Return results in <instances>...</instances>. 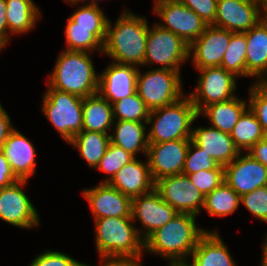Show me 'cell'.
<instances>
[{
  "mask_svg": "<svg viewBox=\"0 0 267 266\" xmlns=\"http://www.w3.org/2000/svg\"><path fill=\"white\" fill-rule=\"evenodd\" d=\"M121 14L114 27L108 20L102 53L119 64L144 66L148 22L128 10Z\"/></svg>",
  "mask_w": 267,
  "mask_h": 266,
  "instance_id": "1",
  "label": "cell"
},
{
  "mask_svg": "<svg viewBox=\"0 0 267 266\" xmlns=\"http://www.w3.org/2000/svg\"><path fill=\"white\" fill-rule=\"evenodd\" d=\"M195 218L192 214L177 213L144 241V251L148 250L169 261H186L199 239L207 232L196 226Z\"/></svg>",
  "mask_w": 267,
  "mask_h": 266,
  "instance_id": "2",
  "label": "cell"
},
{
  "mask_svg": "<svg viewBox=\"0 0 267 266\" xmlns=\"http://www.w3.org/2000/svg\"><path fill=\"white\" fill-rule=\"evenodd\" d=\"M99 75L88 52H62L56 61L48 84L53 89L65 91L81 98L98 92Z\"/></svg>",
  "mask_w": 267,
  "mask_h": 266,
  "instance_id": "3",
  "label": "cell"
},
{
  "mask_svg": "<svg viewBox=\"0 0 267 266\" xmlns=\"http://www.w3.org/2000/svg\"><path fill=\"white\" fill-rule=\"evenodd\" d=\"M132 217H107L95 220L96 250L100 257L142 256V230Z\"/></svg>",
  "mask_w": 267,
  "mask_h": 266,
  "instance_id": "4",
  "label": "cell"
},
{
  "mask_svg": "<svg viewBox=\"0 0 267 266\" xmlns=\"http://www.w3.org/2000/svg\"><path fill=\"white\" fill-rule=\"evenodd\" d=\"M198 117L196 107L188 95L172 104L151 110L146 123L152 125L147 133L149 143L191 139V125Z\"/></svg>",
  "mask_w": 267,
  "mask_h": 266,
  "instance_id": "5",
  "label": "cell"
},
{
  "mask_svg": "<svg viewBox=\"0 0 267 266\" xmlns=\"http://www.w3.org/2000/svg\"><path fill=\"white\" fill-rule=\"evenodd\" d=\"M43 96L42 110L49 122L55 127L66 142L82 131L83 98L53 89L48 85Z\"/></svg>",
  "mask_w": 267,
  "mask_h": 266,
  "instance_id": "6",
  "label": "cell"
},
{
  "mask_svg": "<svg viewBox=\"0 0 267 266\" xmlns=\"http://www.w3.org/2000/svg\"><path fill=\"white\" fill-rule=\"evenodd\" d=\"M180 71L156 68L145 74L138 70L137 94L151 111L178 101L182 92Z\"/></svg>",
  "mask_w": 267,
  "mask_h": 266,
  "instance_id": "7",
  "label": "cell"
},
{
  "mask_svg": "<svg viewBox=\"0 0 267 266\" xmlns=\"http://www.w3.org/2000/svg\"><path fill=\"white\" fill-rule=\"evenodd\" d=\"M188 58L189 45L181 37L157 23L149 28L144 66L155 62L161 64L162 69L179 71Z\"/></svg>",
  "mask_w": 267,
  "mask_h": 266,
  "instance_id": "8",
  "label": "cell"
},
{
  "mask_svg": "<svg viewBox=\"0 0 267 266\" xmlns=\"http://www.w3.org/2000/svg\"><path fill=\"white\" fill-rule=\"evenodd\" d=\"M200 77L195 92L189 94L198 114L208 105L228 101L235 96L236 76L223 67L197 69Z\"/></svg>",
  "mask_w": 267,
  "mask_h": 266,
  "instance_id": "9",
  "label": "cell"
},
{
  "mask_svg": "<svg viewBox=\"0 0 267 266\" xmlns=\"http://www.w3.org/2000/svg\"><path fill=\"white\" fill-rule=\"evenodd\" d=\"M153 12L165 22L159 23L161 27L181 37L188 45L200 37L208 26L179 0H155Z\"/></svg>",
  "mask_w": 267,
  "mask_h": 266,
  "instance_id": "10",
  "label": "cell"
},
{
  "mask_svg": "<svg viewBox=\"0 0 267 266\" xmlns=\"http://www.w3.org/2000/svg\"><path fill=\"white\" fill-rule=\"evenodd\" d=\"M155 189L178 213L197 216L204 206L205 196L191 183L187 175L163 177L155 182Z\"/></svg>",
  "mask_w": 267,
  "mask_h": 266,
  "instance_id": "11",
  "label": "cell"
},
{
  "mask_svg": "<svg viewBox=\"0 0 267 266\" xmlns=\"http://www.w3.org/2000/svg\"><path fill=\"white\" fill-rule=\"evenodd\" d=\"M191 139H177L161 143H149L148 162L154 182L182 174Z\"/></svg>",
  "mask_w": 267,
  "mask_h": 266,
  "instance_id": "12",
  "label": "cell"
},
{
  "mask_svg": "<svg viewBox=\"0 0 267 266\" xmlns=\"http://www.w3.org/2000/svg\"><path fill=\"white\" fill-rule=\"evenodd\" d=\"M27 180H19L10 186L0 189V219L23 229L39 225V216L21 186Z\"/></svg>",
  "mask_w": 267,
  "mask_h": 266,
  "instance_id": "13",
  "label": "cell"
},
{
  "mask_svg": "<svg viewBox=\"0 0 267 266\" xmlns=\"http://www.w3.org/2000/svg\"><path fill=\"white\" fill-rule=\"evenodd\" d=\"M241 155L224 167V181L240 197L267 186V167L249 153Z\"/></svg>",
  "mask_w": 267,
  "mask_h": 266,
  "instance_id": "14",
  "label": "cell"
},
{
  "mask_svg": "<svg viewBox=\"0 0 267 266\" xmlns=\"http://www.w3.org/2000/svg\"><path fill=\"white\" fill-rule=\"evenodd\" d=\"M177 213L155 188L132 199V220L138 219L143 225L142 228H145L142 235L144 241L157 229L166 225Z\"/></svg>",
  "mask_w": 267,
  "mask_h": 266,
  "instance_id": "15",
  "label": "cell"
},
{
  "mask_svg": "<svg viewBox=\"0 0 267 266\" xmlns=\"http://www.w3.org/2000/svg\"><path fill=\"white\" fill-rule=\"evenodd\" d=\"M232 32L214 25H208L203 34L189 45V57L194 67L203 69L221 66Z\"/></svg>",
  "mask_w": 267,
  "mask_h": 266,
  "instance_id": "16",
  "label": "cell"
},
{
  "mask_svg": "<svg viewBox=\"0 0 267 266\" xmlns=\"http://www.w3.org/2000/svg\"><path fill=\"white\" fill-rule=\"evenodd\" d=\"M262 18L263 11L254 0H217L216 16L212 25L233 33H244Z\"/></svg>",
  "mask_w": 267,
  "mask_h": 266,
  "instance_id": "17",
  "label": "cell"
},
{
  "mask_svg": "<svg viewBox=\"0 0 267 266\" xmlns=\"http://www.w3.org/2000/svg\"><path fill=\"white\" fill-rule=\"evenodd\" d=\"M138 68L112 62L99 75L98 93L110 104L137 92Z\"/></svg>",
  "mask_w": 267,
  "mask_h": 266,
  "instance_id": "18",
  "label": "cell"
},
{
  "mask_svg": "<svg viewBox=\"0 0 267 266\" xmlns=\"http://www.w3.org/2000/svg\"><path fill=\"white\" fill-rule=\"evenodd\" d=\"M95 220L107 217H132V199L109 183L83 190Z\"/></svg>",
  "mask_w": 267,
  "mask_h": 266,
  "instance_id": "19",
  "label": "cell"
},
{
  "mask_svg": "<svg viewBox=\"0 0 267 266\" xmlns=\"http://www.w3.org/2000/svg\"><path fill=\"white\" fill-rule=\"evenodd\" d=\"M191 141L223 167L241 153L230 134L211 126L193 129Z\"/></svg>",
  "mask_w": 267,
  "mask_h": 266,
  "instance_id": "20",
  "label": "cell"
},
{
  "mask_svg": "<svg viewBox=\"0 0 267 266\" xmlns=\"http://www.w3.org/2000/svg\"><path fill=\"white\" fill-rule=\"evenodd\" d=\"M142 163L136 157L122 167L109 182L111 186L131 199L149 193L155 188L148 159Z\"/></svg>",
  "mask_w": 267,
  "mask_h": 266,
  "instance_id": "21",
  "label": "cell"
},
{
  "mask_svg": "<svg viewBox=\"0 0 267 266\" xmlns=\"http://www.w3.org/2000/svg\"><path fill=\"white\" fill-rule=\"evenodd\" d=\"M1 151L8 160L13 172L20 180H27L36 169L35 147L18 130L14 129Z\"/></svg>",
  "mask_w": 267,
  "mask_h": 266,
  "instance_id": "22",
  "label": "cell"
},
{
  "mask_svg": "<svg viewBox=\"0 0 267 266\" xmlns=\"http://www.w3.org/2000/svg\"><path fill=\"white\" fill-rule=\"evenodd\" d=\"M247 43L246 77L267 80V23L262 19L245 32Z\"/></svg>",
  "mask_w": 267,
  "mask_h": 266,
  "instance_id": "23",
  "label": "cell"
},
{
  "mask_svg": "<svg viewBox=\"0 0 267 266\" xmlns=\"http://www.w3.org/2000/svg\"><path fill=\"white\" fill-rule=\"evenodd\" d=\"M191 256L192 266H237L217 231H207Z\"/></svg>",
  "mask_w": 267,
  "mask_h": 266,
  "instance_id": "24",
  "label": "cell"
},
{
  "mask_svg": "<svg viewBox=\"0 0 267 266\" xmlns=\"http://www.w3.org/2000/svg\"><path fill=\"white\" fill-rule=\"evenodd\" d=\"M83 126L82 131L107 133L113 129V108L98 92L83 98Z\"/></svg>",
  "mask_w": 267,
  "mask_h": 266,
  "instance_id": "25",
  "label": "cell"
},
{
  "mask_svg": "<svg viewBox=\"0 0 267 266\" xmlns=\"http://www.w3.org/2000/svg\"><path fill=\"white\" fill-rule=\"evenodd\" d=\"M116 121L113 123L115 124L113 125L115 126V133L113 135L110 134L111 143L123 148L134 157L141 152L147 156L149 141L148 135H145V124L136 121Z\"/></svg>",
  "mask_w": 267,
  "mask_h": 266,
  "instance_id": "26",
  "label": "cell"
},
{
  "mask_svg": "<svg viewBox=\"0 0 267 266\" xmlns=\"http://www.w3.org/2000/svg\"><path fill=\"white\" fill-rule=\"evenodd\" d=\"M247 107L248 103L246 104L244 100L234 97L228 101L206 106L199 116L204 113V116L210 120L211 127L230 134Z\"/></svg>",
  "mask_w": 267,
  "mask_h": 266,
  "instance_id": "27",
  "label": "cell"
},
{
  "mask_svg": "<svg viewBox=\"0 0 267 266\" xmlns=\"http://www.w3.org/2000/svg\"><path fill=\"white\" fill-rule=\"evenodd\" d=\"M7 5L6 16L8 33H27L31 30L41 13L33 0H5Z\"/></svg>",
  "mask_w": 267,
  "mask_h": 266,
  "instance_id": "28",
  "label": "cell"
},
{
  "mask_svg": "<svg viewBox=\"0 0 267 266\" xmlns=\"http://www.w3.org/2000/svg\"><path fill=\"white\" fill-rule=\"evenodd\" d=\"M110 142L109 134L81 131L68 143L79 150L80 156L87 161L89 167L96 168L105 155Z\"/></svg>",
  "mask_w": 267,
  "mask_h": 266,
  "instance_id": "29",
  "label": "cell"
},
{
  "mask_svg": "<svg viewBox=\"0 0 267 266\" xmlns=\"http://www.w3.org/2000/svg\"><path fill=\"white\" fill-rule=\"evenodd\" d=\"M235 146L242 152L248 151L253 145L267 137L257 117L248 107L240 116L238 123L230 133Z\"/></svg>",
  "mask_w": 267,
  "mask_h": 266,
  "instance_id": "30",
  "label": "cell"
},
{
  "mask_svg": "<svg viewBox=\"0 0 267 266\" xmlns=\"http://www.w3.org/2000/svg\"><path fill=\"white\" fill-rule=\"evenodd\" d=\"M241 204V197L224 181L205 196L203 208L210 216H227Z\"/></svg>",
  "mask_w": 267,
  "mask_h": 266,
  "instance_id": "31",
  "label": "cell"
},
{
  "mask_svg": "<svg viewBox=\"0 0 267 266\" xmlns=\"http://www.w3.org/2000/svg\"><path fill=\"white\" fill-rule=\"evenodd\" d=\"M73 27L93 28V33L104 43L106 39L108 20L97 4L88 3L79 7L70 16Z\"/></svg>",
  "mask_w": 267,
  "mask_h": 266,
  "instance_id": "32",
  "label": "cell"
},
{
  "mask_svg": "<svg viewBox=\"0 0 267 266\" xmlns=\"http://www.w3.org/2000/svg\"><path fill=\"white\" fill-rule=\"evenodd\" d=\"M247 43L245 32L233 33L229 46L223 55L221 67L236 77L246 76Z\"/></svg>",
  "mask_w": 267,
  "mask_h": 266,
  "instance_id": "33",
  "label": "cell"
},
{
  "mask_svg": "<svg viewBox=\"0 0 267 266\" xmlns=\"http://www.w3.org/2000/svg\"><path fill=\"white\" fill-rule=\"evenodd\" d=\"M67 49L69 51L103 52V42L93 33V28L73 27L69 17L65 29Z\"/></svg>",
  "mask_w": 267,
  "mask_h": 266,
  "instance_id": "34",
  "label": "cell"
},
{
  "mask_svg": "<svg viewBox=\"0 0 267 266\" xmlns=\"http://www.w3.org/2000/svg\"><path fill=\"white\" fill-rule=\"evenodd\" d=\"M115 120L147 123L150 110L137 92L112 104ZM117 118V119H116Z\"/></svg>",
  "mask_w": 267,
  "mask_h": 266,
  "instance_id": "35",
  "label": "cell"
},
{
  "mask_svg": "<svg viewBox=\"0 0 267 266\" xmlns=\"http://www.w3.org/2000/svg\"><path fill=\"white\" fill-rule=\"evenodd\" d=\"M134 158L132 154L110 142L105 155L96 167V169L98 168V170L106 172L108 175V178L101 183H109L115 174Z\"/></svg>",
  "mask_w": 267,
  "mask_h": 266,
  "instance_id": "36",
  "label": "cell"
},
{
  "mask_svg": "<svg viewBox=\"0 0 267 266\" xmlns=\"http://www.w3.org/2000/svg\"><path fill=\"white\" fill-rule=\"evenodd\" d=\"M248 107L267 134V80H258L250 87Z\"/></svg>",
  "mask_w": 267,
  "mask_h": 266,
  "instance_id": "37",
  "label": "cell"
},
{
  "mask_svg": "<svg viewBox=\"0 0 267 266\" xmlns=\"http://www.w3.org/2000/svg\"><path fill=\"white\" fill-rule=\"evenodd\" d=\"M218 166L219 164L209 154L190 141L182 174L188 175L202 170H215Z\"/></svg>",
  "mask_w": 267,
  "mask_h": 266,
  "instance_id": "38",
  "label": "cell"
},
{
  "mask_svg": "<svg viewBox=\"0 0 267 266\" xmlns=\"http://www.w3.org/2000/svg\"><path fill=\"white\" fill-rule=\"evenodd\" d=\"M187 176L191 183L206 196L224 182V167L219 165L215 170H202Z\"/></svg>",
  "mask_w": 267,
  "mask_h": 266,
  "instance_id": "39",
  "label": "cell"
},
{
  "mask_svg": "<svg viewBox=\"0 0 267 266\" xmlns=\"http://www.w3.org/2000/svg\"><path fill=\"white\" fill-rule=\"evenodd\" d=\"M241 203L256 218L267 222V186L242 195Z\"/></svg>",
  "mask_w": 267,
  "mask_h": 266,
  "instance_id": "40",
  "label": "cell"
},
{
  "mask_svg": "<svg viewBox=\"0 0 267 266\" xmlns=\"http://www.w3.org/2000/svg\"><path fill=\"white\" fill-rule=\"evenodd\" d=\"M30 266H85V264L65 253L49 250L36 256Z\"/></svg>",
  "mask_w": 267,
  "mask_h": 266,
  "instance_id": "41",
  "label": "cell"
},
{
  "mask_svg": "<svg viewBox=\"0 0 267 266\" xmlns=\"http://www.w3.org/2000/svg\"><path fill=\"white\" fill-rule=\"evenodd\" d=\"M186 7L199 15L207 25L215 21L217 0H179Z\"/></svg>",
  "mask_w": 267,
  "mask_h": 266,
  "instance_id": "42",
  "label": "cell"
},
{
  "mask_svg": "<svg viewBox=\"0 0 267 266\" xmlns=\"http://www.w3.org/2000/svg\"><path fill=\"white\" fill-rule=\"evenodd\" d=\"M19 180L5 158L4 153L0 150V189L10 186Z\"/></svg>",
  "mask_w": 267,
  "mask_h": 266,
  "instance_id": "43",
  "label": "cell"
},
{
  "mask_svg": "<svg viewBox=\"0 0 267 266\" xmlns=\"http://www.w3.org/2000/svg\"><path fill=\"white\" fill-rule=\"evenodd\" d=\"M142 256H122V257H100L104 260L102 266H142L140 259ZM85 266H89L85 264Z\"/></svg>",
  "mask_w": 267,
  "mask_h": 266,
  "instance_id": "44",
  "label": "cell"
},
{
  "mask_svg": "<svg viewBox=\"0 0 267 266\" xmlns=\"http://www.w3.org/2000/svg\"><path fill=\"white\" fill-rule=\"evenodd\" d=\"M15 128L11 125V120L5 109L2 107L0 103V150L4 146L7 138L9 137L10 133Z\"/></svg>",
  "mask_w": 267,
  "mask_h": 266,
  "instance_id": "45",
  "label": "cell"
},
{
  "mask_svg": "<svg viewBox=\"0 0 267 266\" xmlns=\"http://www.w3.org/2000/svg\"><path fill=\"white\" fill-rule=\"evenodd\" d=\"M247 153L267 167V137L253 145Z\"/></svg>",
  "mask_w": 267,
  "mask_h": 266,
  "instance_id": "46",
  "label": "cell"
},
{
  "mask_svg": "<svg viewBox=\"0 0 267 266\" xmlns=\"http://www.w3.org/2000/svg\"><path fill=\"white\" fill-rule=\"evenodd\" d=\"M6 10V1L0 0V43L4 46H6L9 40Z\"/></svg>",
  "mask_w": 267,
  "mask_h": 266,
  "instance_id": "47",
  "label": "cell"
},
{
  "mask_svg": "<svg viewBox=\"0 0 267 266\" xmlns=\"http://www.w3.org/2000/svg\"><path fill=\"white\" fill-rule=\"evenodd\" d=\"M263 259L261 262V266H267V237H265V243L263 245Z\"/></svg>",
  "mask_w": 267,
  "mask_h": 266,
  "instance_id": "48",
  "label": "cell"
},
{
  "mask_svg": "<svg viewBox=\"0 0 267 266\" xmlns=\"http://www.w3.org/2000/svg\"><path fill=\"white\" fill-rule=\"evenodd\" d=\"M254 2L258 5L261 11L263 8L264 13H267V0H254Z\"/></svg>",
  "mask_w": 267,
  "mask_h": 266,
  "instance_id": "49",
  "label": "cell"
},
{
  "mask_svg": "<svg viewBox=\"0 0 267 266\" xmlns=\"http://www.w3.org/2000/svg\"><path fill=\"white\" fill-rule=\"evenodd\" d=\"M169 266H192L191 264L189 265V262L186 261H170Z\"/></svg>",
  "mask_w": 267,
  "mask_h": 266,
  "instance_id": "50",
  "label": "cell"
},
{
  "mask_svg": "<svg viewBox=\"0 0 267 266\" xmlns=\"http://www.w3.org/2000/svg\"><path fill=\"white\" fill-rule=\"evenodd\" d=\"M84 1L85 0H68L67 2H69V4L75 5L77 2L80 3V2H84ZM90 3L97 4V0H92Z\"/></svg>",
  "mask_w": 267,
  "mask_h": 266,
  "instance_id": "51",
  "label": "cell"
},
{
  "mask_svg": "<svg viewBox=\"0 0 267 266\" xmlns=\"http://www.w3.org/2000/svg\"><path fill=\"white\" fill-rule=\"evenodd\" d=\"M264 15H263V20L267 23V13H263Z\"/></svg>",
  "mask_w": 267,
  "mask_h": 266,
  "instance_id": "52",
  "label": "cell"
},
{
  "mask_svg": "<svg viewBox=\"0 0 267 266\" xmlns=\"http://www.w3.org/2000/svg\"><path fill=\"white\" fill-rule=\"evenodd\" d=\"M3 47H5L2 43H0V51H1V49L3 48Z\"/></svg>",
  "mask_w": 267,
  "mask_h": 266,
  "instance_id": "53",
  "label": "cell"
}]
</instances>
